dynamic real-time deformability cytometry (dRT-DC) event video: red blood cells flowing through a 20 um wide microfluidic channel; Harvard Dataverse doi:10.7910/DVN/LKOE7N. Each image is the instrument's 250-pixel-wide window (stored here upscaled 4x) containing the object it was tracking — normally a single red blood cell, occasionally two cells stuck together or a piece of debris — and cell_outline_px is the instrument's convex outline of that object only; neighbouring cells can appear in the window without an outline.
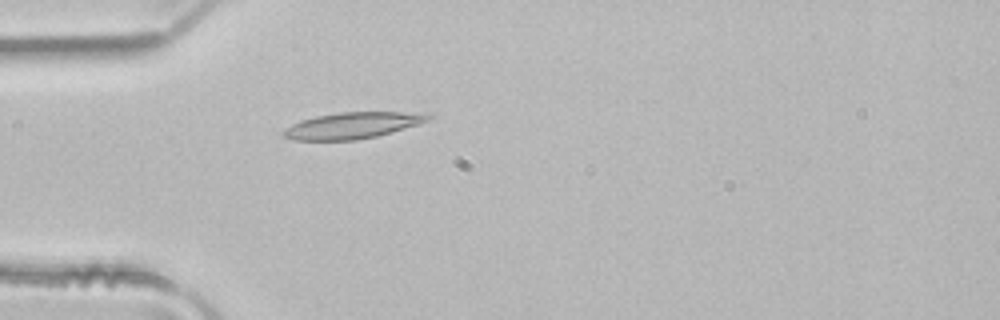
{"species": "common noctule bat (a hibernating species)", "species_latin": "Nyctalus noctula", "temperature_condition": "room temperature", "stored_images_in_passage": 2, "camera_frame_rate_fps": 3000, "um_per_image_px": 0.085, "animal": {"sex": "male", "body_mass_g": 21.5, "forearm_length_mm": 52.0}, "frame": {"image": 1, "passage_image": 2, "time_ms": 0.333, "image_size_px": [1000, 320], "cell_outline_px": [[432, 116], [428, 120], [420, 124], [376, 136], [356, 140], [292, 140], [284, 136], [280, 132], [284, 128], [300, 120], [316, 116], [340, 112], [432, 112]], "centroid_in_image_um": [29.98, 10.65], "position_along_channel_um": 55.0, "area_um2": 22.37}}